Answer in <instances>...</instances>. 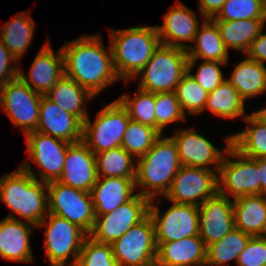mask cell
<instances>
[{
  "mask_svg": "<svg viewBox=\"0 0 266 266\" xmlns=\"http://www.w3.org/2000/svg\"><path fill=\"white\" fill-rule=\"evenodd\" d=\"M64 75L87 89L93 96L115 81H121L113 63L112 49L104 46L100 34L82 35L61 47Z\"/></svg>",
  "mask_w": 266,
  "mask_h": 266,
  "instance_id": "1",
  "label": "cell"
},
{
  "mask_svg": "<svg viewBox=\"0 0 266 266\" xmlns=\"http://www.w3.org/2000/svg\"><path fill=\"white\" fill-rule=\"evenodd\" d=\"M22 163L17 170L0 176V200L11 212L37 226L48 214L47 183L36 177L30 162Z\"/></svg>",
  "mask_w": 266,
  "mask_h": 266,
  "instance_id": "2",
  "label": "cell"
},
{
  "mask_svg": "<svg viewBox=\"0 0 266 266\" xmlns=\"http://www.w3.org/2000/svg\"><path fill=\"white\" fill-rule=\"evenodd\" d=\"M109 32L115 71L120 80L129 84L161 44L156 25L111 29Z\"/></svg>",
  "mask_w": 266,
  "mask_h": 266,
  "instance_id": "3",
  "label": "cell"
},
{
  "mask_svg": "<svg viewBox=\"0 0 266 266\" xmlns=\"http://www.w3.org/2000/svg\"><path fill=\"white\" fill-rule=\"evenodd\" d=\"M136 178L135 187H140L136 193L147 198L156 199L159 194L165 196L172 181L182 167L178 149L172 137H163L156 140L152 148L141 158L135 160Z\"/></svg>",
  "mask_w": 266,
  "mask_h": 266,
  "instance_id": "4",
  "label": "cell"
},
{
  "mask_svg": "<svg viewBox=\"0 0 266 266\" xmlns=\"http://www.w3.org/2000/svg\"><path fill=\"white\" fill-rule=\"evenodd\" d=\"M187 65L185 49L160 44L134 79L141 76L138 88L147 92H175L181 78L187 73Z\"/></svg>",
  "mask_w": 266,
  "mask_h": 266,
  "instance_id": "5",
  "label": "cell"
},
{
  "mask_svg": "<svg viewBox=\"0 0 266 266\" xmlns=\"http://www.w3.org/2000/svg\"><path fill=\"white\" fill-rule=\"evenodd\" d=\"M36 227H46L44 247L49 263L67 266L69 257L73 256L69 266H74L88 234L78 225L52 213H48Z\"/></svg>",
  "mask_w": 266,
  "mask_h": 266,
  "instance_id": "6",
  "label": "cell"
},
{
  "mask_svg": "<svg viewBox=\"0 0 266 266\" xmlns=\"http://www.w3.org/2000/svg\"><path fill=\"white\" fill-rule=\"evenodd\" d=\"M130 120L127 110L116 99L98 112L93 124L89 116L85 119L82 142L94 154L120 147Z\"/></svg>",
  "mask_w": 266,
  "mask_h": 266,
  "instance_id": "7",
  "label": "cell"
},
{
  "mask_svg": "<svg viewBox=\"0 0 266 266\" xmlns=\"http://www.w3.org/2000/svg\"><path fill=\"white\" fill-rule=\"evenodd\" d=\"M48 213L78 225L89 234L95 222V210L90 192L75 189L58 181L47 183Z\"/></svg>",
  "mask_w": 266,
  "mask_h": 266,
  "instance_id": "8",
  "label": "cell"
},
{
  "mask_svg": "<svg viewBox=\"0 0 266 266\" xmlns=\"http://www.w3.org/2000/svg\"><path fill=\"white\" fill-rule=\"evenodd\" d=\"M228 156L234 159L231 160ZM217 173L219 194L226 195L227 192L233 200L259 194L257 158H248L230 146Z\"/></svg>",
  "mask_w": 266,
  "mask_h": 266,
  "instance_id": "9",
  "label": "cell"
},
{
  "mask_svg": "<svg viewBox=\"0 0 266 266\" xmlns=\"http://www.w3.org/2000/svg\"><path fill=\"white\" fill-rule=\"evenodd\" d=\"M118 266H155V226L148 214L112 244Z\"/></svg>",
  "mask_w": 266,
  "mask_h": 266,
  "instance_id": "10",
  "label": "cell"
},
{
  "mask_svg": "<svg viewBox=\"0 0 266 266\" xmlns=\"http://www.w3.org/2000/svg\"><path fill=\"white\" fill-rule=\"evenodd\" d=\"M150 199L137 193L117 209L104 215H96L92 231L93 240L112 244L149 214Z\"/></svg>",
  "mask_w": 266,
  "mask_h": 266,
  "instance_id": "11",
  "label": "cell"
},
{
  "mask_svg": "<svg viewBox=\"0 0 266 266\" xmlns=\"http://www.w3.org/2000/svg\"><path fill=\"white\" fill-rule=\"evenodd\" d=\"M42 95L32 90L20 77L0 86V104L13 125L24 135L36 131Z\"/></svg>",
  "mask_w": 266,
  "mask_h": 266,
  "instance_id": "12",
  "label": "cell"
},
{
  "mask_svg": "<svg viewBox=\"0 0 266 266\" xmlns=\"http://www.w3.org/2000/svg\"><path fill=\"white\" fill-rule=\"evenodd\" d=\"M151 199L149 215L155 226L156 243H167L199 235V206L173 203L166 212Z\"/></svg>",
  "mask_w": 266,
  "mask_h": 266,
  "instance_id": "13",
  "label": "cell"
},
{
  "mask_svg": "<svg viewBox=\"0 0 266 266\" xmlns=\"http://www.w3.org/2000/svg\"><path fill=\"white\" fill-rule=\"evenodd\" d=\"M217 171L182 166L164 197L177 204L200 206L218 193Z\"/></svg>",
  "mask_w": 266,
  "mask_h": 266,
  "instance_id": "14",
  "label": "cell"
},
{
  "mask_svg": "<svg viewBox=\"0 0 266 266\" xmlns=\"http://www.w3.org/2000/svg\"><path fill=\"white\" fill-rule=\"evenodd\" d=\"M25 139L29 155L24 162L31 159L39 166L38 175L42 182L58 181L71 143L37 131L26 134Z\"/></svg>",
  "mask_w": 266,
  "mask_h": 266,
  "instance_id": "15",
  "label": "cell"
},
{
  "mask_svg": "<svg viewBox=\"0 0 266 266\" xmlns=\"http://www.w3.org/2000/svg\"><path fill=\"white\" fill-rule=\"evenodd\" d=\"M178 149L182 166L209 169L214 166L218 171L227 149L231 146V135L226 136V146L223 152L213 145L205 136L191 129H178L171 136Z\"/></svg>",
  "mask_w": 266,
  "mask_h": 266,
  "instance_id": "16",
  "label": "cell"
},
{
  "mask_svg": "<svg viewBox=\"0 0 266 266\" xmlns=\"http://www.w3.org/2000/svg\"><path fill=\"white\" fill-rule=\"evenodd\" d=\"M234 228L233 200L227 194L217 193L199 206V236L206 247Z\"/></svg>",
  "mask_w": 266,
  "mask_h": 266,
  "instance_id": "17",
  "label": "cell"
},
{
  "mask_svg": "<svg viewBox=\"0 0 266 266\" xmlns=\"http://www.w3.org/2000/svg\"><path fill=\"white\" fill-rule=\"evenodd\" d=\"M97 179L95 154L82 141L71 144L67 149L62 175L58 182L91 192Z\"/></svg>",
  "mask_w": 266,
  "mask_h": 266,
  "instance_id": "18",
  "label": "cell"
},
{
  "mask_svg": "<svg viewBox=\"0 0 266 266\" xmlns=\"http://www.w3.org/2000/svg\"><path fill=\"white\" fill-rule=\"evenodd\" d=\"M32 62L28 74L19 70L20 77L32 90L46 95L55 83L64 76V57L61 48L55 54L49 39Z\"/></svg>",
  "mask_w": 266,
  "mask_h": 266,
  "instance_id": "19",
  "label": "cell"
},
{
  "mask_svg": "<svg viewBox=\"0 0 266 266\" xmlns=\"http://www.w3.org/2000/svg\"><path fill=\"white\" fill-rule=\"evenodd\" d=\"M36 131L74 144L82 141L83 122L42 95Z\"/></svg>",
  "mask_w": 266,
  "mask_h": 266,
  "instance_id": "20",
  "label": "cell"
},
{
  "mask_svg": "<svg viewBox=\"0 0 266 266\" xmlns=\"http://www.w3.org/2000/svg\"><path fill=\"white\" fill-rule=\"evenodd\" d=\"M162 26H156L160 42L166 46L187 49L193 42L199 27L196 13L181 2L175 3L163 16Z\"/></svg>",
  "mask_w": 266,
  "mask_h": 266,
  "instance_id": "21",
  "label": "cell"
},
{
  "mask_svg": "<svg viewBox=\"0 0 266 266\" xmlns=\"http://www.w3.org/2000/svg\"><path fill=\"white\" fill-rule=\"evenodd\" d=\"M35 225L21 221L10 213L0 221V256L20 263L34 262L30 236Z\"/></svg>",
  "mask_w": 266,
  "mask_h": 266,
  "instance_id": "22",
  "label": "cell"
},
{
  "mask_svg": "<svg viewBox=\"0 0 266 266\" xmlns=\"http://www.w3.org/2000/svg\"><path fill=\"white\" fill-rule=\"evenodd\" d=\"M156 245L155 266H206L207 247L199 235Z\"/></svg>",
  "mask_w": 266,
  "mask_h": 266,
  "instance_id": "23",
  "label": "cell"
},
{
  "mask_svg": "<svg viewBox=\"0 0 266 266\" xmlns=\"http://www.w3.org/2000/svg\"><path fill=\"white\" fill-rule=\"evenodd\" d=\"M135 179L123 177H98L91 196L95 215H104L132 199L137 193Z\"/></svg>",
  "mask_w": 266,
  "mask_h": 266,
  "instance_id": "24",
  "label": "cell"
},
{
  "mask_svg": "<svg viewBox=\"0 0 266 266\" xmlns=\"http://www.w3.org/2000/svg\"><path fill=\"white\" fill-rule=\"evenodd\" d=\"M201 30V31H200ZM193 43L186 49L188 55L187 71H192L197 61L209 60L228 62L229 50L220 37L216 24L211 19H204L198 27Z\"/></svg>",
  "mask_w": 266,
  "mask_h": 266,
  "instance_id": "25",
  "label": "cell"
},
{
  "mask_svg": "<svg viewBox=\"0 0 266 266\" xmlns=\"http://www.w3.org/2000/svg\"><path fill=\"white\" fill-rule=\"evenodd\" d=\"M235 228L244 233L266 236V195H246L233 200Z\"/></svg>",
  "mask_w": 266,
  "mask_h": 266,
  "instance_id": "26",
  "label": "cell"
},
{
  "mask_svg": "<svg viewBox=\"0 0 266 266\" xmlns=\"http://www.w3.org/2000/svg\"><path fill=\"white\" fill-rule=\"evenodd\" d=\"M45 96L64 111L78 117L82 122L88 117L84 105L85 101L95 97L87 89L65 75L55 83Z\"/></svg>",
  "mask_w": 266,
  "mask_h": 266,
  "instance_id": "27",
  "label": "cell"
},
{
  "mask_svg": "<svg viewBox=\"0 0 266 266\" xmlns=\"http://www.w3.org/2000/svg\"><path fill=\"white\" fill-rule=\"evenodd\" d=\"M232 72L231 78L226 80L239 92L244 101L266 92V66L264 64L246 56Z\"/></svg>",
  "mask_w": 266,
  "mask_h": 266,
  "instance_id": "28",
  "label": "cell"
},
{
  "mask_svg": "<svg viewBox=\"0 0 266 266\" xmlns=\"http://www.w3.org/2000/svg\"><path fill=\"white\" fill-rule=\"evenodd\" d=\"M220 33L225 47L246 53L251 43L265 28L263 19H244L234 21H213Z\"/></svg>",
  "mask_w": 266,
  "mask_h": 266,
  "instance_id": "29",
  "label": "cell"
},
{
  "mask_svg": "<svg viewBox=\"0 0 266 266\" xmlns=\"http://www.w3.org/2000/svg\"><path fill=\"white\" fill-rule=\"evenodd\" d=\"M34 28L35 21L29 12L15 15L1 27L0 41L18 62L31 44Z\"/></svg>",
  "mask_w": 266,
  "mask_h": 266,
  "instance_id": "30",
  "label": "cell"
},
{
  "mask_svg": "<svg viewBox=\"0 0 266 266\" xmlns=\"http://www.w3.org/2000/svg\"><path fill=\"white\" fill-rule=\"evenodd\" d=\"M244 121L249 126L231 135V146L248 158L266 157V123L252 113L248 114Z\"/></svg>",
  "mask_w": 266,
  "mask_h": 266,
  "instance_id": "31",
  "label": "cell"
},
{
  "mask_svg": "<svg viewBox=\"0 0 266 266\" xmlns=\"http://www.w3.org/2000/svg\"><path fill=\"white\" fill-rule=\"evenodd\" d=\"M205 109L226 119H237L239 116L244 119L248 115L245 113V101L228 80L208 93Z\"/></svg>",
  "mask_w": 266,
  "mask_h": 266,
  "instance_id": "32",
  "label": "cell"
},
{
  "mask_svg": "<svg viewBox=\"0 0 266 266\" xmlns=\"http://www.w3.org/2000/svg\"><path fill=\"white\" fill-rule=\"evenodd\" d=\"M252 236L234 228L221 240L207 246L206 266H226L227 262H237Z\"/></svg>",
  "mask_w": 266,
  "mask_h": 266,
  "instance_id": "33",
  "label": "cell"
},
{
  "mask_svg": "<svg viewBox=\"0 0 266 266\" xmlns=\"http://www.w3.org/2000/svg\"><path fill=\"white\" fill-rule=\"evenodd\" d=\"M98 177L136 178L133 157L121 146L95 154Z\"/></svg>",
  "mask_w": 266,
  "mask_h": 266,
  "instance_id": "34",
  "label": "cell"
},
{
  "mask_svg": "<svg viewBox=\"0 0 266 266\" xmlns=\"http://www.w3.org/2000/svg\"><path fill=\"white\" fill-rule=\"evenodd\" d=\"M161 135L155 128L130 120L121 147L137 160L152 148Z\"/></svg>",
  "mask_w": 266,
  "mask_h": 266,
  "instance_id": "35",
  "label": "cell"
},
{
  "mask_svg": "<svg viewBox=\"0 0 266 266\" xmlns=\"http://www.w3.org/2000/svg\"><path fill=\"white\" fill-rule=\"evenodd\" d=\"M117 100L127 110L132 121L156 129L155 93L138 88V92H136L133 99L129 95L123 94Z\"/></svg>",
  "mask_w": 266,
  "mask_h": 266,
  "instance_id": "36",
  "label": "cell"
},
{
  "mask_svg": "<svg viewBox=\"0 0 266 266\" xmlns=\"http://www.w3.org/2000/svg\"><path fill=\"white\" fill-rule=\"evenodd\" d=\"M175 94L185 115H199L204 111L208 93L188 72L181 78Z\"/></svg>",
  "mask_w": 266,
  "mask_h": 266,
  "instance_id": "37",
  "label": "cell"
},
{
  "mask_svg": "<svg viewBox=\"0 0 266 266\" xmlns=\"http://www.w3.org/2000/svg\"><path fill=\"white\" fill-rule=\"evenodd\" d=\"M264 0H226L212 21L263 19Z\"/></svg>",
  "mask_w": 266,
  "mask_h": 266,
  "instance_id": "38",
  "label": "cell"
},
{
  "mask_svg": "<svg viewBox=\"0 0 266 266\" xmlns=\"http://www.w3.org/2000/svg\"><path fill=\"white\" fill-rule=\"evenodd\" d=\"M74 266H118L111 244L100 243L87 236Z\"/></svg>",
  "mask_w": 266,
  "mask_h": 266,
  "instance_id": "39",
  "label": "cell"
},
{
  "mask_svg": "<svg viewBox=\"0 0 266 266\" xmlns=\"http://www.w3.org/2000/svg\"><path fill=\"white\" fill-rule=\"evenodd\" d=\"M156 129L163 135L164 128L176 121H186L175 92L155 93Z\"/></svg>",
  "mask_w": 266,
  "mask_h": 266,
  "instance_id": "40",
  "label": "cell"
},
{
  "mask_svg": "<svg viewBox=\"0 0 266 266\" xmlns=\"http://www.w3.org/2000/svg\"><path fill=\"white\" fill-rule=\"evenodd\" d=\"M227 63L228 62L203 60L197 68L196 74H192L191 71L187 72L207 93H210L226 80L219 66H225Z\"/></svg>",
  "mask_w": 266,
  "mask_h": 266,
  "instance_id": "41",
  "label": "cell"
},
{
  "mask_svg": "<svg viewBox=\"0 0 266 266\" xmlns=\"http://www.w3.org/2000/svg\"><path fill=\"white\" fill-rule=\"evenodd\" d=\"M235 264L238 266H266V236L251 237Z\"/></svg>",
  "mask_w": 266,
  "mask_h": 266,
  "instance_id": "42",
  "label": "cell"
},
{
  "mask_svg": "<svg viewBox=\"0 0 266 266\" xmlns=\"http://www.w3.org/2000/svg\"><path fill=\"white\" fill-rule=\"evenodd\" d=\"M16 62L19 64L15 57L0 41V86L18 77L20 69L13 66Z\"/></svg>",
  "mask_w": 266,
  "mask_h": 266,
  "instance_id": "43",
  "label": "cell"
},
{
  "mask_svg": "<svg viewBox=\"0 0 266 266\" xmlns=\"http://www.w3.org/2000/svg\"><path fill=\"white\" fill-rule=\"evenodd\" d=\"M251 43L248 51L245 53L248 58L264 64L266 62V32H263Z\"/></svg>",
  "mask_w": 266,
  "mask_h": 266,
  "instance_id": "44",
  "label": "cell"
},
{
  "mask_svg": "<svg viewBox=\"0 0 266 266\" xmlns=\"http://www.w3.org/2000/svg\"><path fill=\"white\" fill-rule=\"evenodd\" d=\"M198 2L201 17L211 19L222 9L226 0H199Z\"/></svg>",
  "mask_w": 266,
  "mask_h": 266,
  "instance_id": "45",
  "label": "cell"
},
{
  "mask_svg": "<svg viewBox=\"0 0 266 266\" xmlns=\"http://www.w3.org/2000/svg\"><path fill=\"white\" fill-rule=\"evenodd\" d=\"M259 168V194L266 195V157L257 158Z\"/></svg>",
  "mask_w": 266,
  "mask_h": 266,
  "instance_id": "46",
  "label": "cell"
},
{
  "mask_svg": "<svg viewBox=\"0 0 266 266\" xmlns=\"http://www.w3.org/2000/svg\"><path fill=\"white\" fill-rule=\"evenodd\" d=\"M252 114L260 121L266 123V107L264 109L262 108L260 110L254 111Z\"/></svg>",
  "mask_w": 266,
  "mask_h": 266,
  "instance_id": "47",
  "label": "cell"
},
{
  "mask_svg": "<svg viewBox=\"0 0 266 266\" xmlns=\"http://www.w3.org/2000/svg\"><path fill=\"white\" fill-rule=\"evenodd\" d=\"M264 24H266V0H264Z\"/></svg>",
  "mask_w": 266,
  "mask_h": 266,
  "instance_id": "48",
  "label": "cell"
}]
</instances>
